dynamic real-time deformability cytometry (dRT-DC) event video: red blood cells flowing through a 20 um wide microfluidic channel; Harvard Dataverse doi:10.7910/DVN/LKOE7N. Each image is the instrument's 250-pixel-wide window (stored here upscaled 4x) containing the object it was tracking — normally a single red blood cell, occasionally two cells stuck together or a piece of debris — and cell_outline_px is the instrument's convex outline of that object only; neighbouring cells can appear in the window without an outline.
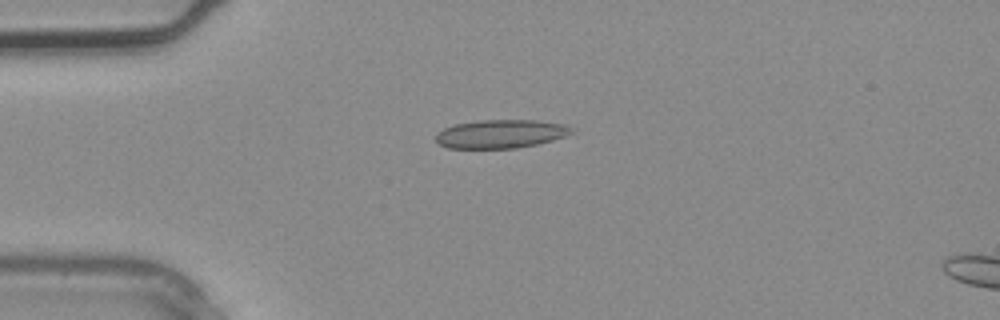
{"species": "common noctule bat (a hibernating species)", "species_latin": "Nyctalus noctula", "temperature_condition": "warm", "stored_images_in_passage": 2, "camera_frame_rate_fps": 3000, "um_per_image_px": 0.085, "animal": {"sex": "male", "body_mass_g": 20.4}, "frame": {"image": 1, "passage_image": 1, "time_ms": 0.0, "image_size_px": [1000, 320], "cell_outline_px": [[572, 132], [564, 136], [552, 140], [536, 144], [516, 148], [448, 148], [440, 144], [436, 140], [436, 132], [444, 128], [456, 124], [480, 120], [536, 120], [564, 124], [572, 128]], "centroid_in_image_um": [42.54, 11.38], "position_along_channel_um": 42.5, "area_um2": 22.37}}